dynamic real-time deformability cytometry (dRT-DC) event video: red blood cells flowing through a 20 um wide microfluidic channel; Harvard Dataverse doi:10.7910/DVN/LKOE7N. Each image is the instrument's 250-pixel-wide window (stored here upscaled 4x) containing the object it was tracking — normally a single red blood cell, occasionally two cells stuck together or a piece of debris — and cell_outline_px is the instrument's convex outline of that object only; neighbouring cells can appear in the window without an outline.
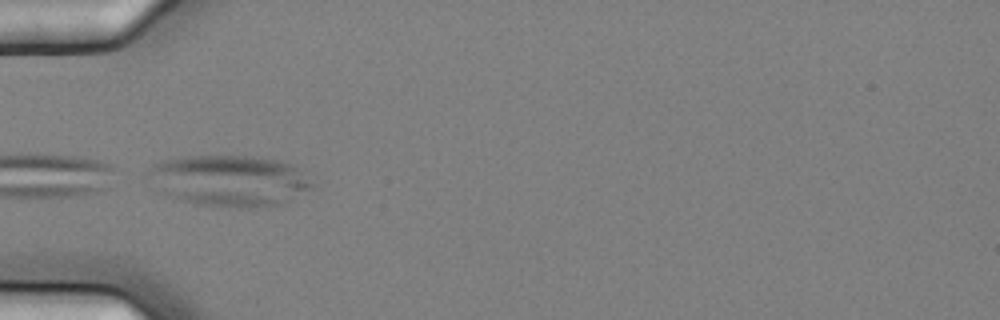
{"species": "common noctule bat (a hibernating species)", "species_latin": "Nyctalus noctula", "temperature_condition": "cold", "stored_images_in_passage": 3, "camera_frame_rate_fps": 3000, "um_per_image_px": 0.085, "animal": {"sex": "female", "body_mass_g": 25.1}, "frame": {"image": 1, "passage_image": 1, "time_ms": 0.0, "image_size_px": [1000, 320], "cell_outline_px": [[320, 188], [280, 204], [244, 208], [236, 208], [196, 204], [164, 196], [156, 192], [144, 180], [144, 172], [152, 164], [160, 160], [184, 156], [252, 156], [280, 160], [292, 164], [316, 184]], "centroid_in_image_um": [19.41, 15.36], "position_along_channel_um": 65.6, "area_um2": 50.69}}
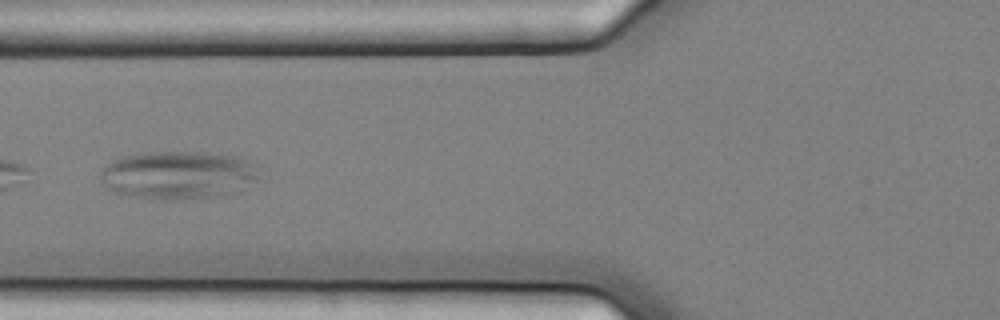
{"frame": {"image": 2, "passage_image": 2, "time_ms": 0.333, "image_size_px": [1000, 320], "cell_outline_px": [[256, 176], [240, 192], [216, 196], [168, 200], [164, 200], [128, 196], [116, 192], [108, 188], [100, 180], [100, 172], [112, 160], [124, 156], [140, 152], [204, 152], [240, 156], [248, 160], [252, 164]], "centroid_in_image_um": [15.09, 14.87], "position_along_channel_um": 110.7, "area_um2": 44.33}}